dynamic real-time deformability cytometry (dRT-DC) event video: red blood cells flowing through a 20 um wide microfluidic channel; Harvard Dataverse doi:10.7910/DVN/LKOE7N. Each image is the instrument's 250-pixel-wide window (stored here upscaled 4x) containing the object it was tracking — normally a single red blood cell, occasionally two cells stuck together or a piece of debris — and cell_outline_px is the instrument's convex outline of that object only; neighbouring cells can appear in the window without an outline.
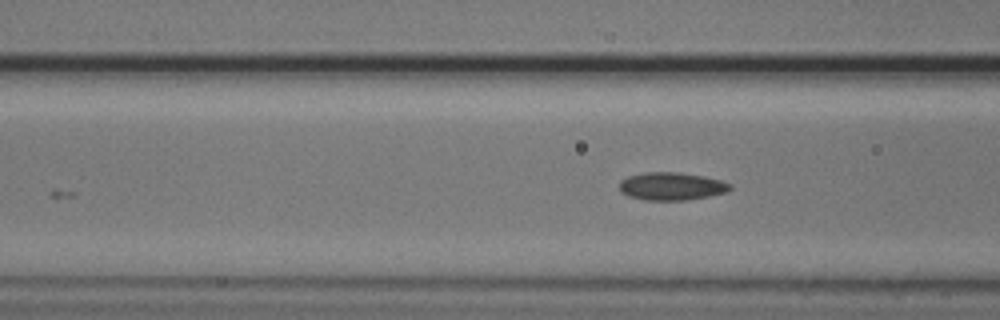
{"species": "common noctule bat (a hibernating species)", "species_latin": "Nyctalus noctula", "temperature_condition": "cold", "stored_images_in_passage": 6, "camera_frame_rate_fps": 3000, "um_per_image_px": 0.085, "animal": {"sex": "male", "body_mass_g": 20.5, "forearm_length_mm": 52.5}, "frame": {"image": 1, "passage_image": 6, "time_ms": 1.667, "image_size_px": [1000, 320], "cell_outline_px": [[732, 188], [728, 192], [688, 200], [644, 200], [628, 196], [620, 192], [620, 180], [628, 176], [644, 172], [680, 172], [704, 176], [720, 180], [732, 184]], "centroid_in_image_um": [57.08, 15.83], "position_along_channel_um": 109.5, "area_um2": 18.15}}